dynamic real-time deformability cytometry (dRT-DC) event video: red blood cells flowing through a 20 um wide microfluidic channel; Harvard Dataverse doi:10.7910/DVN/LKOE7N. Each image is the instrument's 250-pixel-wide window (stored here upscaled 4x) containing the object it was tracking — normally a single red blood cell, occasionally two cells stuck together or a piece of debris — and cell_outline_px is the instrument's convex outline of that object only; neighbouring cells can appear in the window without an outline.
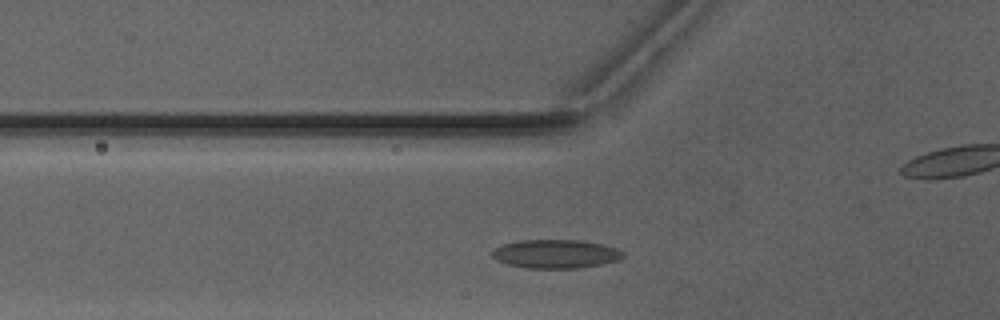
{"species": "Egyptian fruit bat (a non-hibernating species)", "species_latin": "Rousettus aegyptiacus", "temperature_condition": "warm", "stored_images_in_passage": 28, "camera_frame_rate_fps": 3000, "um_per_image_px": 0.085, "animal": {"sex": "male"}, "frame": {"image": 1, "passage_image": 4, "time_ms": 1.0, "image_size_px": [1000, 320], "cell_outline_px": [[624, 256], [620, 260], [580, 268], [524, 268], [504, 264], [496, 260], [492, 256], [492, 252], [496, 248], [504, 244], [520, 240], [584, 240], [604, 244], [616, 248], [624, 252]], "centroid_in_image_um": [47.25, 21.58], "position_along_channel_um": 78.6, "area_um2": 22.08}}
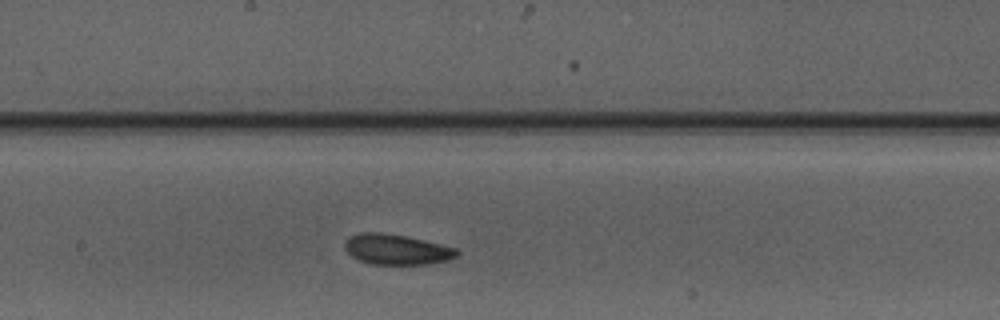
{"frame": {"image": 2, "passage_image": 14, "time_ms": 4.333, "image_size_px": [1000, 320], "cell_outline_px": [[460, 252], [456, 256], [448, 260], [432, 264], [372, 264], [360, 260], [352, 256], [344, 248], [344, 240], [348, 236], [360, 232], [380, 232], [408, 236], [456, 248]], "centroid_in_image_um": [33.69, 21.19], "position_along_channel_um": 214.5, "area_um2": 20.0}}
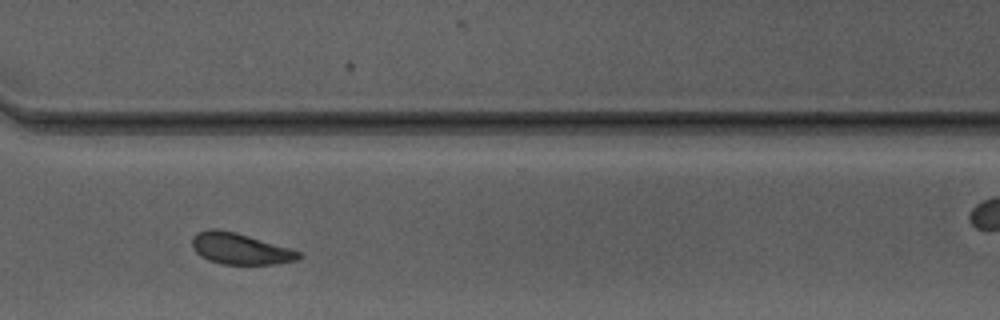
{"frame": {"image": 3, "passage_image": 24, "time_ms": 7.667, "image_size_px": [1000, 320], "cell_outline_px": [[304, 256], [296, 260], [280, 264], [220, 264], [208, 260], [200, 256], [192, 248], [192, 236], [196, 232], [208, 228], [216, 228], [236, 232], [288, 248], [300, 252]], "centroid_in_image_um": [20.36, 21.14], "position_along_channel_um": 350.2, "area_um2": 19.54}}